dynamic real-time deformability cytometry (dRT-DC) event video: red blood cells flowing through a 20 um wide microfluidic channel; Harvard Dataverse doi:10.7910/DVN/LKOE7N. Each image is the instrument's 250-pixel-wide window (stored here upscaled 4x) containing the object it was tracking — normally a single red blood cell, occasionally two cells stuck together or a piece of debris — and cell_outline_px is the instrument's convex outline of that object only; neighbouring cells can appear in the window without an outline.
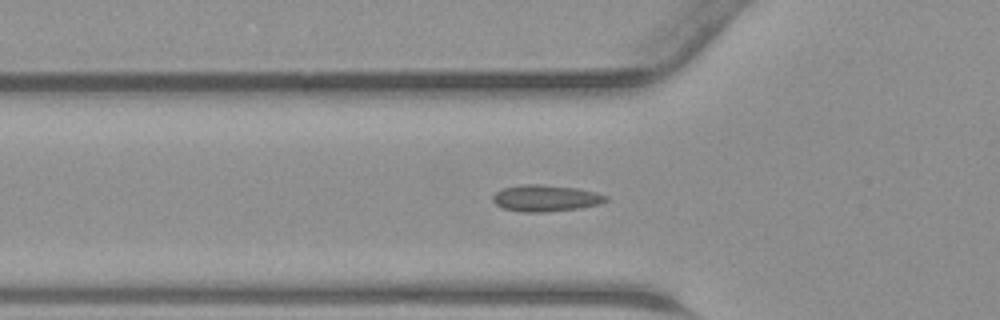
{"species": "common noctule bat (a hibernating species)", "species_latin": "Nyctalus noctula", "temperature_condition": "warm", "stored_images_in_passage": 45, "camera_frame_rate_fps": 3000, "um_per_image_px": 0.085, "animal": {"sex": "male", "body_mass_g": 23.1, "forearm_length_mm": 52.7}, "frame": {"image": 1, "passage_image": 14, "time_ms": 4.333, "image_size_px": [1000, 320], "cell_outline_px": [[608, 200], [600, 204], [580, 208], [544, 212], [520, 212], [504, 208], [496, 204], [492, 200], [492, 196], [496, 192], [504, 188], [524, 184], [536, 184], [576, 188], [596, 192], [608, 196]], "centroid_in_image_um": [46.39, 16.85], "position_along_channel_um": 79.4, "area_um2": 17.4}}
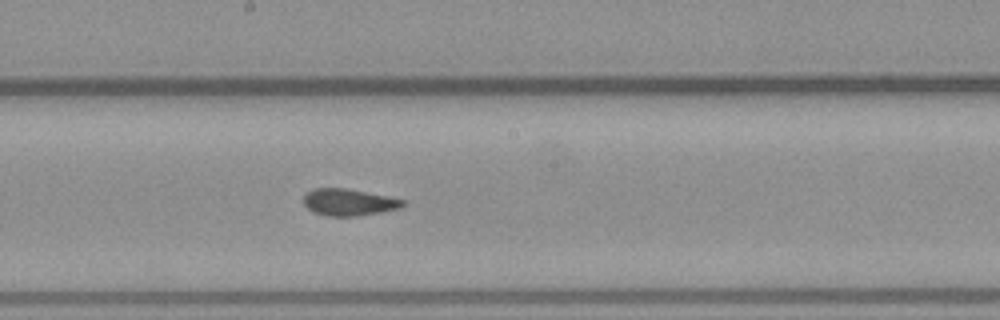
{"frame": {"image": 2, "passage_image": 23, "time_ms": 7.333, "image_size_px": [1000, 320], "cell_outline_px": [[404, 204], [400, 208], [380, 212], [356, 216], [328, 216], [316, 212], [308, 208], [304, 204], [304, 196], [312, 188], [344, 188], [388, 196], [404, 200]], "centroid_in_image_um": [29.64, 17.18], "position_along_channel_um": 218.6, "area_um2": 15.26}}
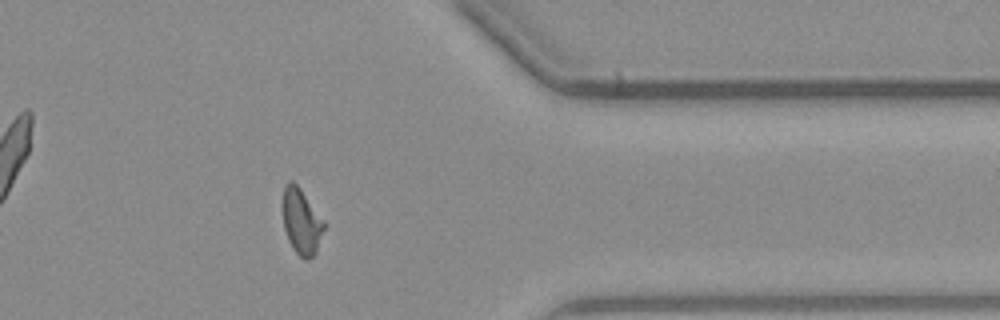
{"frame": {"image": 3, "passage_image": 35, "time_ms": 11.333, "image_size_px": [1000, 320], "cell_outline_px": [[324, 228], [316, 252], [312, 256], [300, 256], [296, 252], [288, 240], [284, 228], [284, 188], [288, 180], [292, 180], [300, 188], [324, 220]], "centroid_in_image_um": [25.63, 18.79], "position_along_channel_um": 385.8, "area_um2": 15.2}}